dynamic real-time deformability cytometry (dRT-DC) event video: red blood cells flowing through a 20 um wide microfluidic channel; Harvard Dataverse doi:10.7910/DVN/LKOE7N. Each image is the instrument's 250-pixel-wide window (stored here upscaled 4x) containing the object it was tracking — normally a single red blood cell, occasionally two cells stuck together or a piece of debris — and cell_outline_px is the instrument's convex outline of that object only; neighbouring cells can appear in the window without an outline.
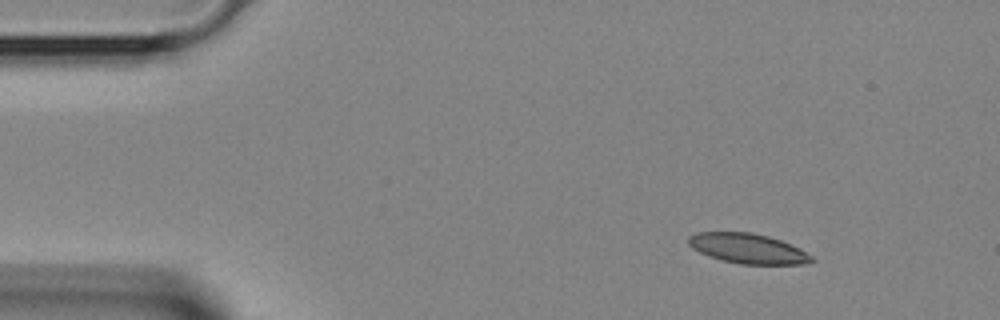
{"species": "Egyptian fruit bat (a non-hibernating species)", "species_latin": "Rousettus aegyptiacus", "temperature_condition": "room temperature", "stored_images_in_passage": 41, "camera_frame_rate_fps": 3000, "um_per_image_px": 0.085, "animal": {"sex": "female"}, "frame": {"image": 1, "passage_image": 4, "time_ms": 1.0, "image_size_px": [1000, 320], "cell_outline_px": [[816, 260], [804, 264], [740, 264], [708, 256], [692, 248], [688, 244], [688, 236], [696, 232], [752, 232], [768, 236], [780, 240], [800, 248], [812, 256]], "centroid_in_image_um": [63.56, 21.12], "position_along_channel_um": 21.4, "area_um2": 21.5}}
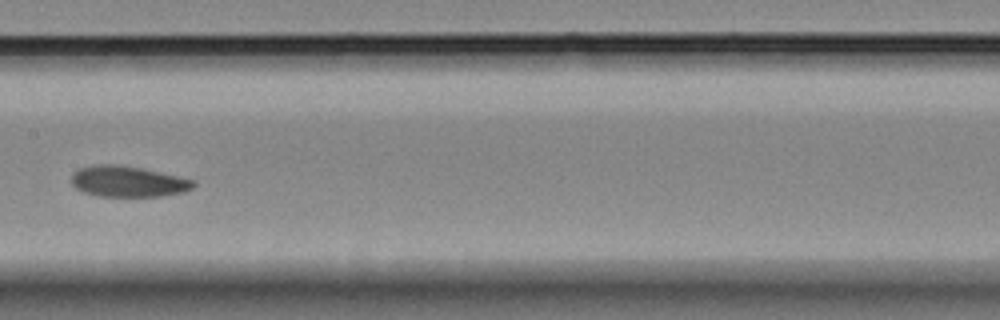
{"frame": {"image": 2, "passage_image": 20, "time_ms": 6.333, "image_size_px": [1000, 320], "cell_outline_px": [[196, 184], [192, 188], [184, 192], [160, 196], [96, 196], [84, 192], [76, 188], [72, 184], [72, 172], [80, 168], [92, 164], [120, 164], [140, 168], [196, 180]], "centroid_in_image_um": [10.86, 15.42], "position_along_channel_um": 196.5, "area_um2": 22.02}}
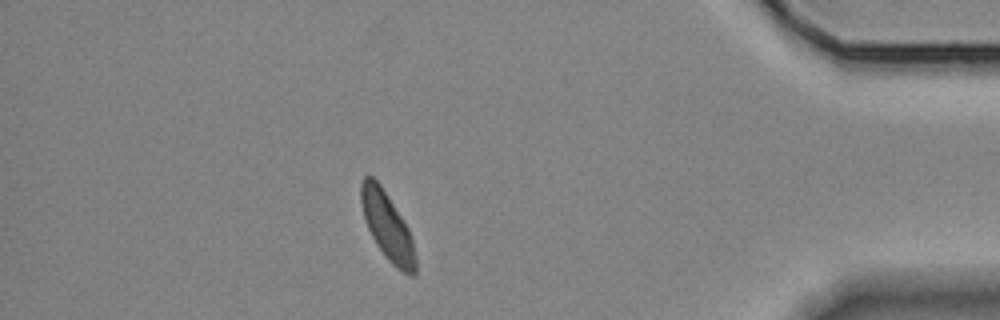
{"frame": {"image": 3, "passage_image": 36, "time_ms": 11.667, "image_size_px": [1000, 320], "cell_outline_px": [[416, 272], [412, 276], [408, 276], [396, 268], [384, 256], [376, 244], [368, 228], [364, 216], [360, 200], [360, 184], [364, 176], [372, 176], [380, 184], [408, 228], [412, 240], [416, 260]], "centroid_in_image_um": [32.92, 19.26], "position_along_channel_um": 402.3, "area_um2": 21.27}}